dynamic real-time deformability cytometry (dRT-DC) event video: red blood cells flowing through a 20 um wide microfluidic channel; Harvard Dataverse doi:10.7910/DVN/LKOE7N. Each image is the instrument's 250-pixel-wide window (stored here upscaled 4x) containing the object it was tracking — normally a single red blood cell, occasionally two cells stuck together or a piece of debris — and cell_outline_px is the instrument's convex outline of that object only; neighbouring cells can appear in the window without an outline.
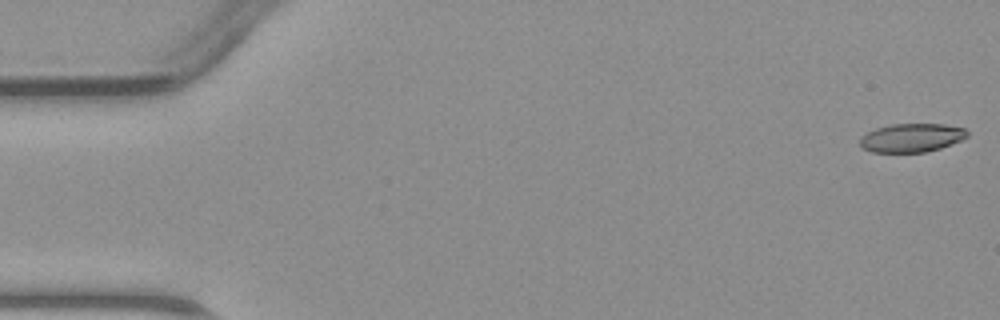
{"species": "common noctule bat (a hibernating species)", "species_latin": "Nyctalus noctula", "temperature_condition": "warm", "stored_images_in_passage": 5, "camera_frame_rate_fps": 3000, "um_per_image_px": 0.085, "animal": {"sex": "male", "body_mass_g": 23.1, "forearm_length_mm": 52.7}, "frame": {"image": 1, "passage_image": 1, "time_ms": 0.0, "image_size_px": [1000, 320], "cell_outline_px": [[968, 136], [960, 140], [940, 148], [924, 152], [872, 152], [860, 148], [860, 136], [876, 128], [892, 124], [944, 124], [964, 128], [968, 132]], "centroid_in_image_um": [77.45, 11.71], "position_along_channel_um": 7.6, "area_um2": 17.86}}
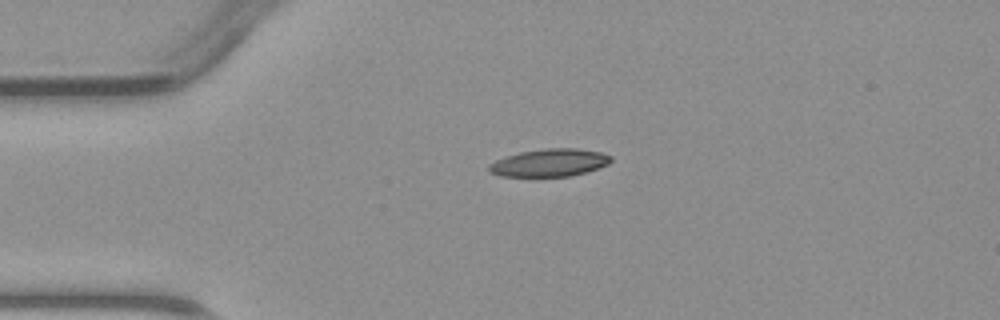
{"frame": {"image": 2, "passage_image": 3, "time_ms": 3.333, "image_size_px": [1000, 320], "cell_outline_px": [[612, 160], [608, 164], [584, 172], [568, 176], [500, 176], [488, 172], [488, 164], [496, 160], [520, 152], [544, 148], [576, 148], [600, 152], [612, 156]], "centroid_in_image_um": [46.68, 13.82], "position_along_channel_um": 38.3, "area_um2": 19.48}}
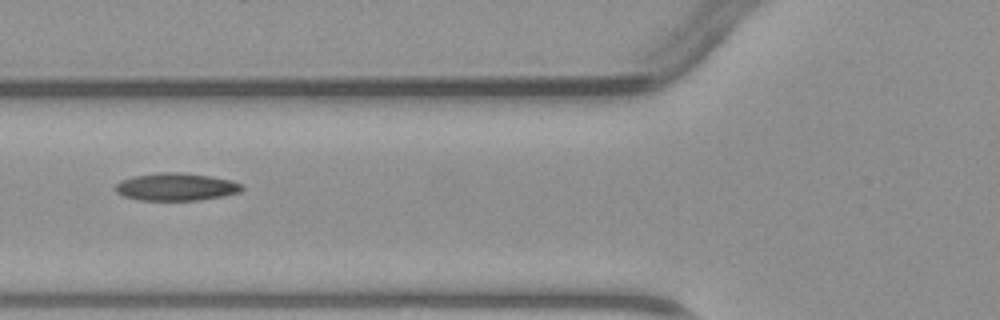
{"frame": {"image": 3, "passage_image": 5, "time_ms": 5.667, "image_size_px": [1000, 320], "cell_outline_px": [[244, 188], [240, 192], [200, 200], [140, 200], [124, 196], [116, 192], [116, 184], [120, 180], [132, 176], [160, 172], [176, 172], [208, 176], [232, 180], [244, 184]], "centroid_in_image_um": [14.97, 15.88], "position_along_channel_um": 110.8, "area_um2": 20.29}}